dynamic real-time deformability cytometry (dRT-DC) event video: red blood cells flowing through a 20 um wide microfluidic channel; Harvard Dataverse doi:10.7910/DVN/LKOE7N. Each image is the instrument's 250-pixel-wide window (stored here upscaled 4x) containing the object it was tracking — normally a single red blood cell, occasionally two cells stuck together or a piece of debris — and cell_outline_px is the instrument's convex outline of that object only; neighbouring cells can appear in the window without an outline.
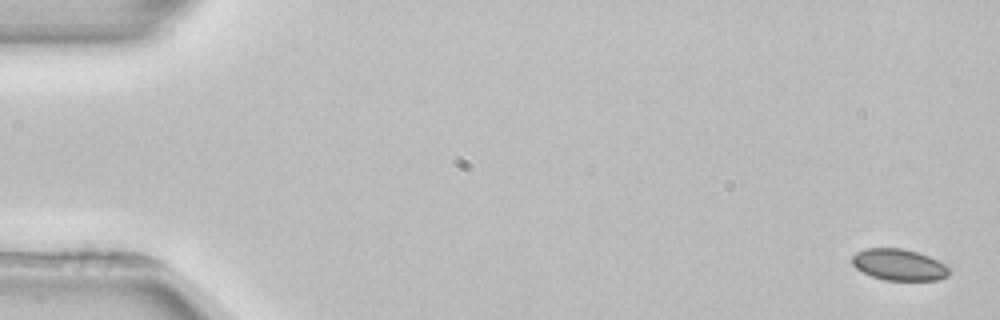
{"species": "common noctule bat (a hibernating species)", "species_latin": "Nyctalus noctula", "temperature_condition": "room temperature", "stored_images_in_passage": 5, "camera_frame_rate_fps": 3000, "um_per_image_px": 0.085, "animal": {"sex": "female", "body_mass_g": 22.7, "forearm_length_mm": 54.2}, "frame": {"image": 1, "passage_image": 1, "time_ms": 0.0, "image_size_px": [1000, 320], "cell_outline_px": [[952, 272], [948, 276], [940, 280], [884, 280], [872, 276], [856, 268], [852, 264], [852, 256], [856, 252], [864, 248], [904, 248], [928, 256], [944, 264]], "centroid_in_image_um": [76.41, 22.5], "position_along_channel_um": 8.6, "area_um2": 17.8}}
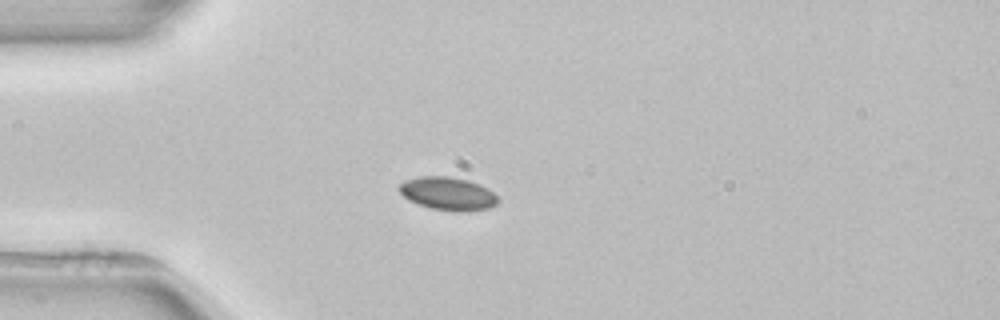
{"frame": {"image": 2, "passage_image": 4, "time_ms": 4.333, "image_size_px": [1000, 320], "cell_outline_px": [[500, 200], [496, 204], [488, 208], [468, 212], [456, 212], [432, 208], [408, 200], [400, 192], [400, 184], [404, 180], [420, 176], [448, 176], [468, 180], [480, 184], [488, 188]], "centroid_in_image_um": [38.09, 16.46], "position_along_channel_um": 46.9, "area_um2": 19.07}}